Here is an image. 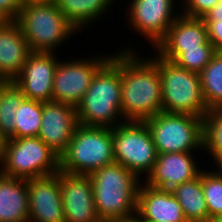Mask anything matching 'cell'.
Listing matches in <instances>:
<instances>
[{
  "label": "cell",
  "mask_w": 222,
  "mask_h": 222,
  "mask_svg": "<svg viewBox=\"0 0 222 222\" xmlns=\"http://www.w3.org/2000/svg\"><path fill=\"white\" fill-rule=\"evenodd\" d=\"M110 60L120 69L121 114L125 121L145 122L162 112V88L157 53L140 58L129 43Z\"/></svg>",
  "instance_id": "obj_1"
},
{
  "label": "cell",
  "mask_w": 222,
  "mask_h": 222,
  "mask_svg": "<svg viewBox=\"0 0 222 222\" xmlns=\"http://www.w3.org/2000/svg\"><path fill=\"white\" fill-rule=\"evenodd\" d=\"M203 21H222V0L217 2L214 7L203 17Z\"/></svg>",
  "instance_id": "obj_32"
},
{
  "label": "cell",
  "mask_w": 222,
  "mask_h": 222,
  "mask_svg": "<svg viewBox=\"0 0 222 222\" xmlns=\"http://www.w3.org/2000/svg\"><path fill=\"white\" fill-rule=\"evenodd\" d=\"M31 53L21 27L16 21L0 26V81L14 80Z\"/></svg>",
  "instance_id": "obj_18"
},
{
  "label": "cell",
  "mask_w": 222,
  "mask_h": 222,
  "mask_svg": "<svg viewBox=\"0 0 222 222\" xmlns=\"http://www.w3.org/2000/svg\"><path fill=\"white\" fill-rule=\"evenodd\" d=\"M203 151L215 164L222 158V108L209 109L203 117Z\"/></svg>",
  "instance_id": "obj_26"
},
{
  "label": "cell",
  "mask_w": 222,
  "mask_h": 222,
  "mask_svg": "<svg viewBox=\"0 0 222 222\" xmlns=\"http://www.w3.org/2000/svg\"><path fill=\"white\" fill-rule=\"evenodd\" d=\"M22 7L38 4H52L56 3L57 0H20Z\"/></svg>",
  "instance_id": "obj_33"
},
{
  "label": "cell",
  "mask_w": 222,
  "mask_h": 222,
  "mask_svg": "<svg viewBox=\"0 0 222 222\" xmlns=\"http://www.w3.org/2000/svg\"><path fill=\"white\" fill-rule=\"evenodd\" d=\"M126 6V17L131 30L148 40L152 48L166 35L180 15L175 13L176 0H132ZM179 13V14H178Z\"/></svg>",
  "instance_id": "obj_11"
},
{
  "label": "cell",
  "mask_w": 222,
  "mask_h": 222,
  "mask_svg": "<svg viewBox=\"0 0 222 222\" xmlns=\"http://www.w3.org/2000/svg\"><path fill=\"white\" fill-rule=\"evenodd\" d=\"M109 222H141L137 216L128 218V219H120V220H112Z\"/></svg>",
  "instance_id": "obj_35"
},
{
  "label": "cell",
  "mask_w": 222,
  "mask_h": 222,
  "mask_svg": "<svg viewBox=\"0 0 222 222\" xmlns=\"http://www.w3.org/2000/svg\"><path fill=\"white\" fill-rule=\"evenodd\" d=\"M78 124L116 127L124 122L121 114L120 69L109 60L94 76L76 107Z\"/></svg>",
  "instance_id": "obj_3"
},
{
  "label": "cell",
  "mask_w": 222,
  "mask_h": 222,
  "mask_svg": "<svg viewBox=\"0 0 222 222\" xmlns=\"http://www.w3.org/2000/svg\"><path fill=\"white\" fill-rule=\"evenodd\" d=\"M116 0H57L58 9L64 17L77 29L82 32L84 27L96 23L103 15L110 13L111 5Z\"/></svg>",
  "instance_id": "obj_21"
},
{
  "label": "cell",
  "mask_w": 222,
  "mask_h": 222,
  "mask_svg": "<svg viewBox=\"0 0 222 222\" xmlns=\"http://www.w3.org/2000/svg\"><path fill=\"white\" fill-rule=\"evenodd\" d=\"M42 119V102L25 98L15 116V138L38 136Z\"/></svg>",
  "instance_id": "obj_27"
},
{
  "label": "cell",
  "mask_w": 222,
  "mask_h": 222,
  "mask_svg": "<svg viewBox=\"0 0 222 222\" xmlns=\"http://www.w3.org/2000/svg\"><path fill=\"white\" fill-rule=\"evenodd\" d=\"M207 27L208 40L216 51H222V21H204Z\"/></svg>",
  "instance_id": "obj_30"
},
{
  "label": "cell",
  "mask_w": 222,
  "mask_h": 222,
  "mask_svg": "<svg viewBox=\"0 0 222 222\" xmlns=\"http://www.w3.org/2000/svg\"><path fill=\"white\" fill-rule=\"evenodd\" d=\"M203 98L208 109L222 108V51H217L199 73Z\"/></svg>",
  "instance_id": "obj_25"
},
{
  "label": "cell",
  "mask_w": 222,
  "mask_h": 222,
  "mask_svg": "<svg viewBox=\"0 0 222 222\" xmlns=\"http://www.w3.org/2000/svg\"><path fill=\"white\" fill-rule=\"evenodd\" d=\"M16 22L31 52H53L77 33L56 3L22 7Z\"/></svg>",
  "instance_id": "obj_5"
},
{
  "label": "cell",
  "mask_w": 222,
  "mask_h": 222,
  "mask_svg": "<svg viewBox=\"0 0 222 222\" xmlns=\"http://www.w3.org/2000/svg\"><path fill=\"white\" fill-rule=\"evenodd\" d=\"M194 152H172L158 154L152 172L144 182L150 187L172 190L176 186L193 180L201 173L195 162Z\"/></svg>",
  "instance_id": "obj_16"
},
{
  "label": "cell",
  "mask_w": 222,
  "mask_h": 222,
  "mask_svg": "<svg viewBox=\"0 0 222 222\" xmlns=\"http://www.w3.org/2000/svg\"><path fill=\"white\" fill-rule=\"evenodd\" d=\"M204 169L201 181L210 220L222 216V173L216 168L214 171Z\"/></svg>",
  "instance_id": "obj_28"
},
{
  "label": "cell",
  "mask_w": 222,
  "mask_h": 222,
  "mask_svg": "<svg viewBox=\"0 0 222 222\" xmlns=\"http://www.w3.org/2000/svg\"><path fill=\"white\" fill-rule=\"evenodd\" d=\"M158 154L203 150V118L160 112L145 121Z\"/></svg>",
  "instance_id": "obj_8"
},
{
  "label": "cell",
  "mask_w": 222,
  "mask_h": 222,
  "mask_svg": "<svg viewBox=\"0 0 222 222\" xmlns=\"http://www.w3.org/2000/svg\"><path fill=\"white\" fill-rule=\"evenodd\" d=\"M65 222H102L97 215L89 175H74L59 170Z\"/></svg>",
  "instance_id": "obj_15"
},
{
  "label": "cell",
  "mask_w": 222,
  "mask_h": 222,
  "mask_svg": "<svg viewBox=\"0 0 222 222\" xmlns=\"http://www.w3.org/2000/svg\"><path fill=\"white\" fill-rule=\"evenodd\" d=\"M59 170L60 157L38 136L6 139L0 173L27 180Z\"/></svg>",
  "instance_id": "obj_7"
},
{
  "label": "cell",
  "mask_w": 222,
  "mask_h": 222,
  "mask_svg": "<svg viewBox=\"0 0 222 222\" xmlns=\"http://www.w3.org/2000/svg\"><path fill=\"white\" fill-rule=\"evenodd\" d=\"M141 222H187L171 190H162L140 184L137 215Z\"/></svg>",
  "instance_id": "obj_17"
},
{
  "label": "cell",
  "mask_w": 222,
  "mask_h": 222,
  "mask_svg": "<svg viewBox=\"0 0 222 222\" xmlns=\"http://www.w3.org/2000/svg\"><path fill=\"white\" fill-rule=\"evenodd\" d=\"M112 142L116 163L140 180L152 172L158 153L146 122L124 121L113 127Z\"/></svg>",
  "instance_id": "obj_9"
},
{
  "label": "cell",
  "mask_w": 222,
  "mask_h": 222,
  "mask_svg": "<svg viewBox=\"0 0 222 222\" xmlns=\"http://www.w3.org/2000/svg\"><path fill=\"white\" fill-rule=\"evenodd\" d=\"M27 180L0 173V222H28Z\"/></svg>",
  "instance_id": "obj_19"
},
{
  "label": "cell",
  "mask_w": 222,
  "mask_h": 222,
  "mask_svg": "<svg viewBox=\"0 0 222 222\" xmlns=\"http://www.w3.org/2000/svg\"><path fill=\"white\" fill-rule=\"evenodd\" d=\"M21 9L22 4L20 0H0V14L7 21H16Z\"/></svg>",
  "instance_id": "obj_31"
},
{
  "label": "cell",
  "mask_w": 222,
  "mask_h": 222,
  "mask_svg": "<svg viewBox=\"0 0 222 222\" xmlns=\"http://www.w3.org/2000/svg\"><path fill=\"white\" fill-rule=\"evenodd\" d=\"M78 126L76 108L56 101L42 103L38 137L59 157L66 151Z\"/></svg>",
  "instance_id": "obj_14"
},
{
  "label": "cell",
  "mask_w": 222,
  "mask_h": 222,
  "mask_svg": "<svg viewBox=\"0 0 222 222\" xmlns=\"http://www.w3.org/2000/svg\"><path fill=\"white\" fill-rule=\"evenodd\" d=\"M53 52H31L13 80L27 99L52 101L55 69L60 59Z\"/></svg>",
  "instance_id": "obj_12"
},
{
  "label": "cell",
  "mask_w": 222,
  "mask_h": 222,
  "mask_svg": "<svg viewBox=\"0 0 222 222\" xmlns=\"http://www.w3.org/2000/svg\"><path fill=\"white\" fill-rule=\"evenodd\" d=\"M114 162L112 128L78 124L66 151L60 156V171L90 175Z\"/></svg>",
  "instance_id": "obj_4"
},
{
  "label": "cell",
  "mask_w": 222,
  "mask_h": 222,
  "mask_svg": "<svg viewBox=\"0 0 222 222\" xmlns=\"http://www.w3.org/2000/svg\"><path fill=\"white\" fill-rule=\"evenodd\" d=\"M26 97L13 81H0V134L6 139L15 138L16 111Z\"/></svg>",
  "instance_id": "obj_23"
},
{
  "label": "cell",
  "mask_w": 222,
  "mask_h": 222,
  "mask_svg": "<svg viewBox=\"0 0 222 222\" xmlns=\"http://www.w3.org/2000/svg\"><path fill=\"white\" fill-rule=\"evenodd\" d=\"M28 222H65L62 193L57 173L27 179Z\"/></svg>",
  "instance_id": "obj_13"
},
{
  "label": "cell",
  "mask_w": 222,
  "mask_h": 222,
  "mask_svg": "<svg viewBox=\"0 0 222 222\" xmlns=\"http://www.w3.org/2000/svg\"><path fill=\"white\" fill-rule=\"evenodd\" d=\"M155 51L160 57L174 62L179 67L196 73H200L217 52L209 40L203 45H200L199 48L155 49Z\"/></svg>",
  "instance_id": "obj_24"
},
{
  "label": "cell",
  "mask_w": 222,
  "mask_h": 222,
  "mask_svg": "<svg viewBox=\"0 0 222 222\" xmlns=\"http://www.w3.org/2000/svg\"><path fill=\"white\" fill-rule=\"evenodd\" d=\"M162 88V111L203 118L208 112L199 73L188 71L157 54Z\"/></svg>",
  "instance_id": "obj_6"
},
{
  "label": "cell",
  "mask_w": 222,
  "mask_h": 222,
  "mask_svg": "<svg viewBox=\"0 0 222 222\" xmlns=\"http://www.w3.org/2000/svg\"><path fill=\"white\" fill-rule=\"evenodd\" d=\"M101 54L92 55L89 58L59 60L54 73L52 101L76 108L96 73L112 56L110 53Z\"/></svg>",
  "instance_id": "obj_10"
},
{
  "label": "cell",
  "mask_w": 222,
  "mask_h": 222,
  "mask_svg": "<svg viewBox=\"0 0 222 222\" xmlns=\"http://www.w3.org/2000/svg\"><path fill=\"white\" fill-rule=\"evenodd\" d=\"M207 40V27L203 19L188 17L180 13L166 35L153 49L199 48Z\"/></svg>",
  "instance_id": "obj_20"
},
{
  "label": "cell",
  "mask_w": 222,
  "mask_h": 222,
  "mask_svg": "<svg viewBox=\"0 0 222 222\" xmlns=\"http://www.w3.org/2000/svg\"><path fill=\"white\" fill-rule=\"evenodd\" d=\"M5 142H6V138L2 134H0V167L3 163Z\"/></svg>",
  "instance_id": "obj_34"
},
{
  "label": "cell",
  "mask_w": 222,
  "mask_h": 222,
  "mask_svg": "<svg viewBox=\"0 0 222 222\" xmlns=\"http://www.w3.org/2000/svg\"><path fill=\"white\" fill-rule=\"evenodd\" d=\"M6 22L7 20L2 16V14H0V26H3Z\"/></svg>",
  "instance_id": "obj_38"
},
{
  "label": "cell",
  "mask_w": 222,
  "mask_h": 222,
  "mask_svg": "<svg viewBox=\"0 0 222 222\" xmlns=\"http://www.w3.org/2000/svg\"><path fill=\"white\" fill-rule=\"evenodd\" d=\"M208 222H222V216L211 218Z\"/></svg>",
  "instance_id": "obj_37"
},
{
  "label": "cell",
  "mask_w": 222,
  "mask_h": 222,
  "mask_svg": "<svg viewBox=\"0 0 222 222\" xmlns=\"http://www.w3.org/2000/svg\"><path fill=\"white\" fill-rule=\"evenodd\" d=\"M93 197L102 222L128 219L137 215V199L141 181L119 163L105 165L92 172Z\"/></svg>",
  "instance_id": "obj_2"
},
{
  "label": "cell",
  "mask_w": 222,
  "mask_h": 222,
  "mask_svg": "<svg viewBox=\"0 0 222 222\" xmlns=\"http://www.w3.org/2000/svg\"><path fill=\"white\" fill-rule=\"evenodd\" d=\"M216 168L222 173V158L215 164Z\"/></svg>",
  "instance_id": "obj_36"
},
{
  "label": "cell",
  "mask_w": 222,
  "mask_h": 222,
  "mask_svg": "<svg viewBox=\"0 0 222 222\" xmlns=\"http://www.w3.org/2000/svg\"><path fill=\"white\" fill-rule=\"evenodd\" d=\"M181 14L192 17L202 18L214 5L221 0H180ZM183 6V7H182Z\"/></svg>",
  "instance_id": "obj_29"
},
{
  "label": "cell",
  "mask_w": 222,
  "mask_h": 222,
  "mask_svg": "<svg viewBox=\"0 0 222 222\" xmlns=\"http://www.w3.org/2000/svg\"><path fill=\"white\" fill-rule=\"evenodd\" d=\"M178 200L187 222H208L209 214L202 189L201 173L193 180L171 190Z\"/></svg>",
  "instance_id": "obj_22"
}]
</instances>
